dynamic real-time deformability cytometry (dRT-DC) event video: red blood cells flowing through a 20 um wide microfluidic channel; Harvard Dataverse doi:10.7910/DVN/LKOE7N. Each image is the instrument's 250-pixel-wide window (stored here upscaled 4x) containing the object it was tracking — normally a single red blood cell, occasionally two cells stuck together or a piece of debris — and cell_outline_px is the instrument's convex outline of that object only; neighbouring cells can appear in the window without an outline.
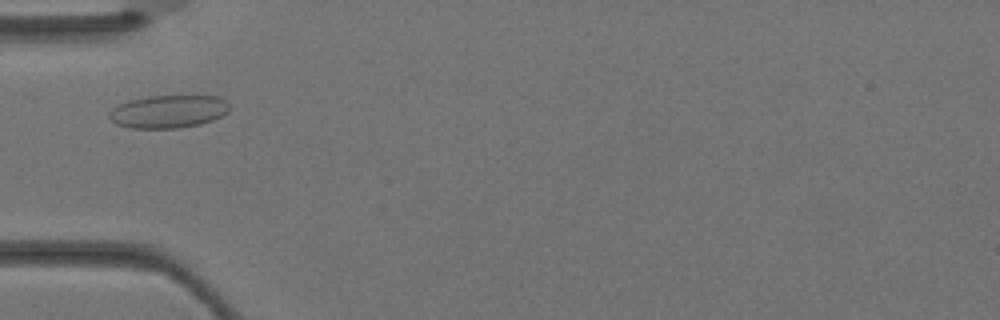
{"species": "Egyptian fruit bat (a non-hibernating species)", "species_latin": "Rousettus aegyptiacus", "temperature_condition": "warm", "stored_images_in_passage": 4, "camera_frame_rate_fps": 3000, "um_per_image_px": 0.085, "animal": {"sex": "female"}, "frame": {"image": 1, "passage_image": 4, "time_ms": 1.0, "image_size_px": [1000, 320], "cell_outline_px": [[228, 112], [212, 120], [200, 124], [180, 128], [132, 128], [116, 124], [108, 116], [108, 112], [116, 104], [128, 100], [152, 96], [220, 96], [228, 104]], "centroid_in_image_um": [14.27, 9.48], "position_along_channel_um": 70.7, "area_um2": 23.06}}